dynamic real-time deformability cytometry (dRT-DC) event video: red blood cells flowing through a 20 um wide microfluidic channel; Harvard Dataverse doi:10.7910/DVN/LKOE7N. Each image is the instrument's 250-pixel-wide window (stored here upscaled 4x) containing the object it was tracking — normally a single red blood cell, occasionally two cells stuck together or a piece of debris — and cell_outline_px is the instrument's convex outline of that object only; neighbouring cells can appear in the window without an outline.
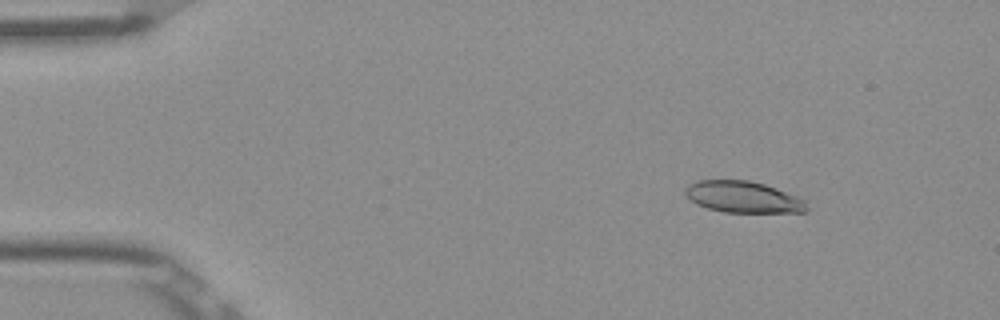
{"species": "Egyptian fruit bat (a non-hibernating species)", "species_latin": "Rousettus aegyptiacus", "temperature_condition": "room temperature", "stored_images_in_passage": 52, "camera_frame_rate_fps": 3000, "um_per_image_px": 0.085, "frame": {"image": 1, "passage_image": 7, "time_ms": 2.0, "image_size_px": [1000, 320], "cell_outline_px": [[808, 212], [724, 212], [708, 208], [696, 204], [684, 192], [684, 188], [688, 184], [700, 180], [748, 180], [764, 184], [776, 188], [796, 196], [804, 200], [808, 208]], "centroid_in_image_um": [63.16, 16.74], "position_along_channel_um": 21.8, "area_um2": 22.14}}
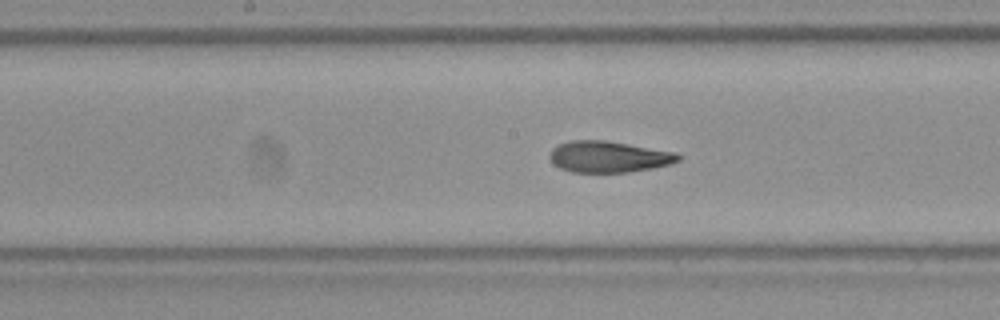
{"frame": {"image": 2, "passage_image": 27, "time_ms": 8.667, "image_size_px": [1000, 320], "cell_outline_px": [[680, 160], [672, 164], [652, 168], [628, 172], [572, 172], [560, 168], [548, 156], [552, 148], [568, 140], [604, 140], [676, 152], [680, 156]], "centroid_in_image_um": [51.74, 13.32], "position_along_channel_um": 196.5, "area_um2": 23.35}}
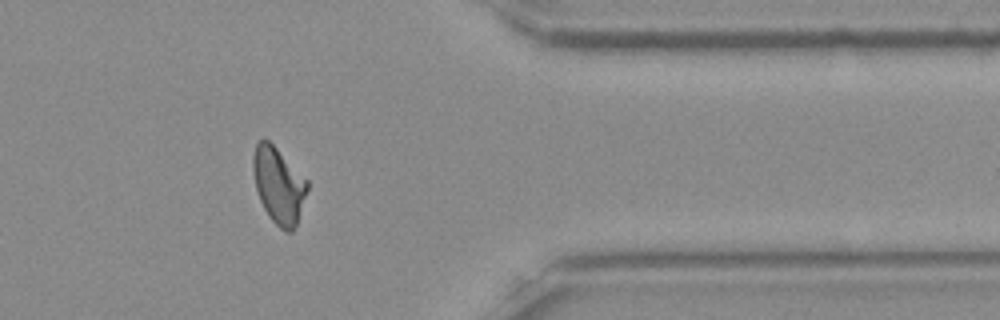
{"frame": {"image": 3, "passage_image": 43, "time_ms": 14.0, "image_size_px": [1000, 320], "cell_outline_px": [[308, 188], [296, 224], [292, 232], [284, 232], [268, 216], [260, 200], [256, 188], [252, 168], [252, 156], [256, 144], [260, 140], [268, 140], [308, 180]], "centroid_in_image_um": [23.67, 15.76], "position_along_channel_um": 387.7, "area_um2": 23.76}, "authors_computed_cell_mechanics": {"area_um2": 23.6113, "velocity_mm_per_s": 3.8937, "shape_relaxation_time_tau1_ms": 6.213, "shape_relaxation_time_tau2_ms": 1.6836, "deformation_change_tau1": 0.1872, "deformation_change_tau2": 0.0886}}